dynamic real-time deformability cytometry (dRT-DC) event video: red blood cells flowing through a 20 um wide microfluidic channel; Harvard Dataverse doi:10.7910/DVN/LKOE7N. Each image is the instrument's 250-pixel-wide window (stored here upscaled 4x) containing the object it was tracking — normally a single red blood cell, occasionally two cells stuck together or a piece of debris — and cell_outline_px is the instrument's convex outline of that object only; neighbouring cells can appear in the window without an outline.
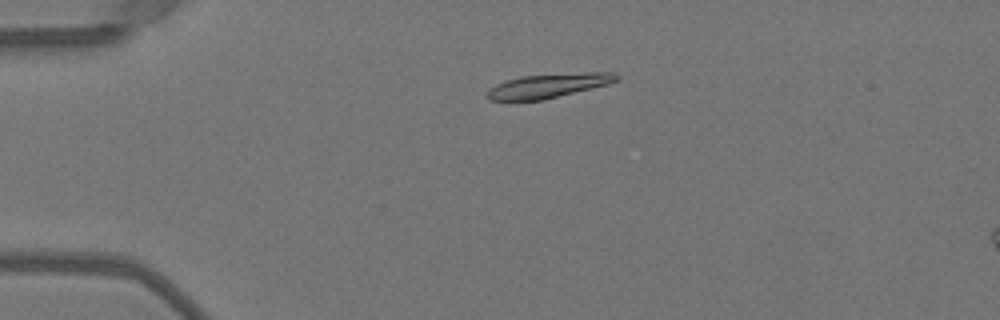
{"species": "Egyptian fruit bat (a non-hibernating species)", "species_latin": "Rousettus aegyptiacus", "temperature_condition": "warm", "stored_images_in_passage": 51, "camera_frame_rate_fps": 3000, "um_per_image_px": 0.085, "animal": {"sex": "female"}, "frame": {"image": 1, "passage_image": 12, "time_ms": 3.667, "image_size_px": [1000, 320], "cell_outline_px": [[620, 76], [616, 80], [608, 84], [544, 100], [488, 100], [484, 96], [488, 88], [496, 84], [508, 80], [524, 76], [588, 72], [612, 72]], "centroid_in_image_um": [46.57, 7.29], "position_along_channel_um": 38.4, "area_um2": 18.09}}
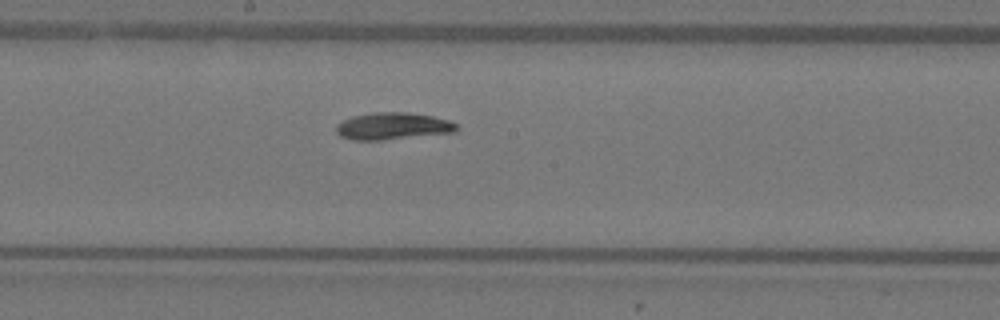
{"frame": {"image": 2, "passage_image": 28, "time_ms": 9.0, "image_size_px": [1000, 320], "cell_outline_px": [[456, 128], [452, 132], [380, 140], [352, 140], [340, 136], [336, 132], [336, 124], [352, 116], [372, 112], [408, 112], [432, 116], [448, 120], [456, 124]], "centroid_in_image_um": [33.31, 10.71], "position_along_channel_um": 214.9, "area_um2": 18.73}}
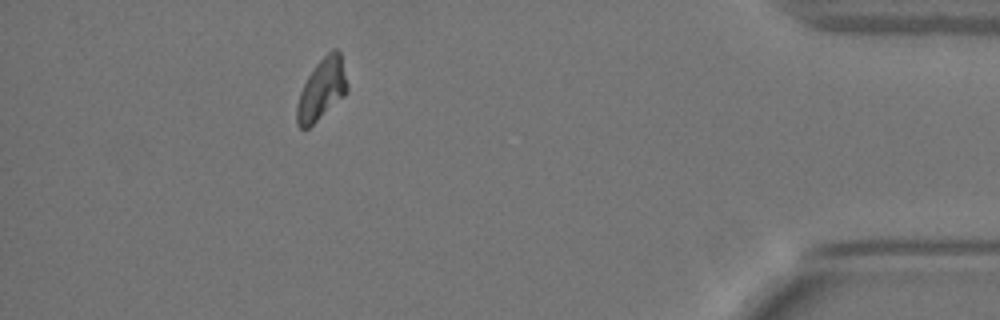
{"frame": {"image": 3, "passage_image": 46, "time_ms": 15.0, "image_size_px": [1000, 320], "cell_outline_px": [[348, 92], [344, 96], [308, 128], [300, 128], [296, 124], [296, 108], [300, 92], [308, 76], [316, 64], [332, 48], [336, 48], [340, 52], [348, 84]], "centroid_in_image_um": [27.35, 7.58], "position_along_channel_um": 407.8, "area_um2": 17.86}, "authors_computed_cell_mechanics": {"area_um2": 18.0914, "velocity_mm_per_s": 4.0339, "shape_relaxation_time_tau1_ms": 4.8413, "shape_relaxation_time_tau2_ms": null, "deformation_change_tau1": 0.1582, "deformation_change_tau2": null}}